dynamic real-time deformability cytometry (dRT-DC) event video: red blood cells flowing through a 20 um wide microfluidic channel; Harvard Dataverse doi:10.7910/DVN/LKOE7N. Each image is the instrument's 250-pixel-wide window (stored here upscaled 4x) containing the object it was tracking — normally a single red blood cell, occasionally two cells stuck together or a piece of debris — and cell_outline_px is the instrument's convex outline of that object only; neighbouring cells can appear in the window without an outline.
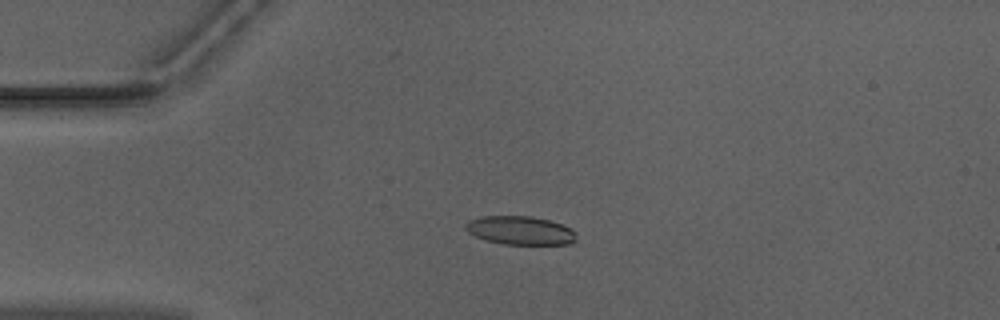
{"species": "Egyptian fruit bat (a non-hibernating species)", "species_latin": "Rousettus aegyptiacus", "temperature_condition": "warm", "stored_images_in_passage": 51, "camera_frame_rate_fps": 3000, "um_per_image_px": 0.085, "animal": {"sex": "male"}, "frame": {"image": 1, "passage_image": 12, "time_ms": 3.667, "image_size_px": [1000, 320], "cell_outline_px": [[576, 240], [568, 244], [504, 244], [484, 240], [468, 232], [464, 228], [464, 224], [468, 220], [480, 216], [532, 216], [548, 220], [572, 228], [576, 232]], "centroid_in_image_um": [44.19, 19.58], "position_along_channel_um": 40.8, "area_um2": 18.55}}
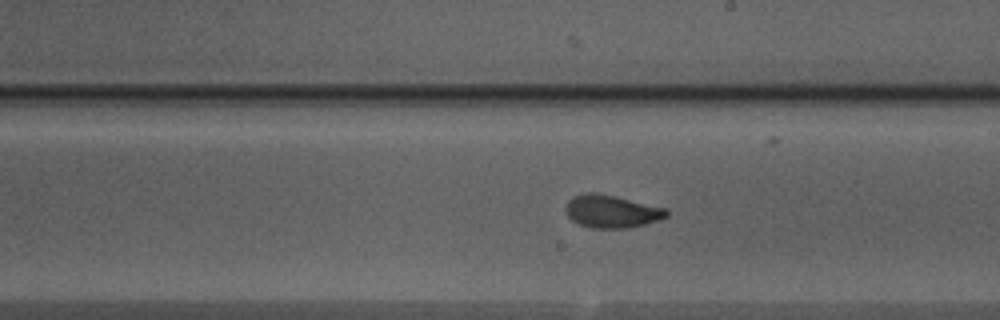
{"frame": {"image": 2, "passage_image": 29, "time_ms": 9.333, "image_size_px": [1000, 320], "cell_outline_px": [[668, 216], [644, 224], [624, 228], [592, 228], [580, 224], [572, 220], [568, 216], [564, 208], [568, 200], [572, 196], [588, 192], [592, 192], [612, 196], [664, 208], [668, 212]], "centroid_in_image_um": [51.91, 17.97], "position_along_channel_um": 237.1, "area_um2": 18.79}}
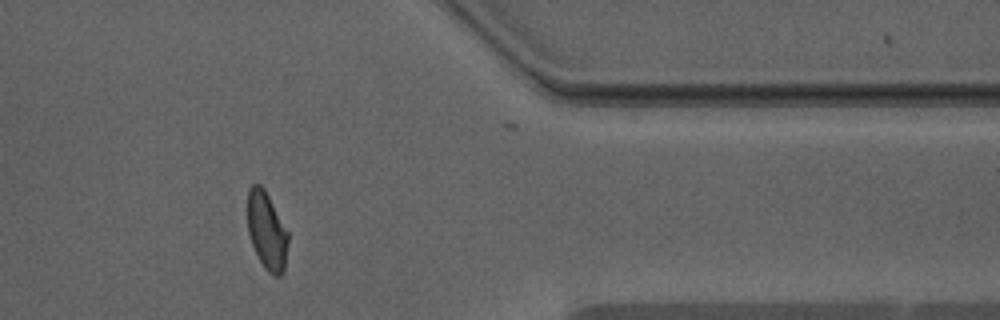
{"frame": {"image": 3, "passage_image": 42, "time_ms": 13.667, "image_size_px": [1000, 320], "cell_outline_px": [[288, 240], [284, 268], [280, 276], [272, 276], [264, 268], [252, 244], [248, 232], [248, 188], [252, 184], [260, 184], [264, 188], [288, 232]], "centroid_in_image_um": [22.67, 19.61], "position_along_channel_um": 388.7, "area_um2": 18.15}, "authors_computed_cell_mechanics": {"area_um2": 18.8428, "velocity_mm_per_s": 3.9636, "shape_relaxation_time_tau1_ms": 4.7722, "shape_relaxation_time_tau2_ms": 1.293, "deformation_change_tau1": 0.1699, "deformation_change_tau2": 0.067}}